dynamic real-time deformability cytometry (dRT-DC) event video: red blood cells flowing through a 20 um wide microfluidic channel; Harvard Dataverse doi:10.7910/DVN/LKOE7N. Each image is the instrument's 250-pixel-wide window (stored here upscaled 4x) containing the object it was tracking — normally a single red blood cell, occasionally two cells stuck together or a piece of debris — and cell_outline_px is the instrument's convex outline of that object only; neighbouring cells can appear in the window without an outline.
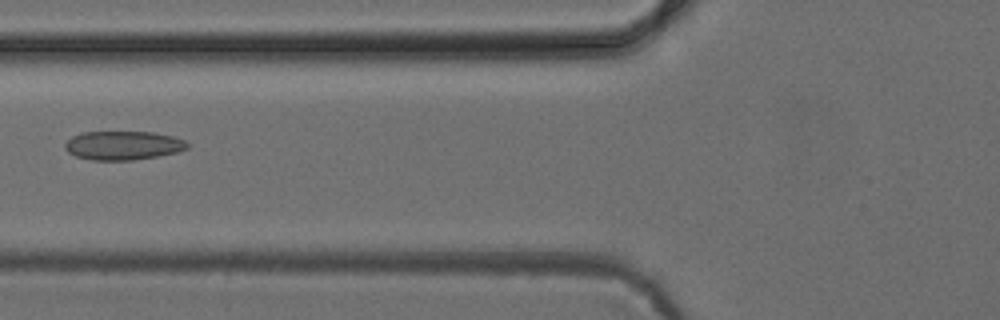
{"species": "common noctule bat (a hibernating species)", "species_latin": "Nyctalus noctula", "temperature_condition": "cold", "stored_images_in_passage": 6, "camera_frame_rate_fps": 3000, "um_per_image_px": 0.085, "animal": {"sex": "female", "body_mass_g": 24.6, "forearm_length_mm": 56.2}, "frame": {"image": 1, "passage_image": 5, "time_ms": 4.667, "image_size_px": [1000, 320], "cell_outline_px": [[188, 148], [176, 152], [156, 156], [132, 160], [92, 160], [76, 156], [68, 152], [64, 148], [64, 144], [72, 136], [84, 132], [152, 132], [172, 136], [184, 140], [188, 144]], "centroid_in_image_um": [10.44, 12.36], "position_along_channel_um": 115.4, "area_um2": 20.4}}
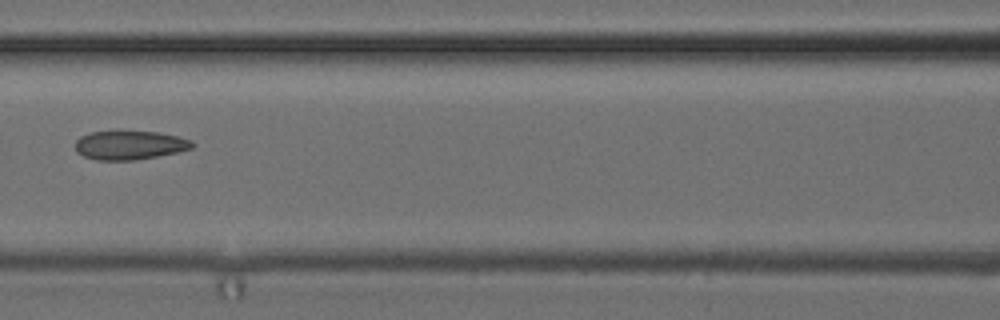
{"frame": {"image": 2, "passage_image": 6, "time_ms": 5.667, "image_size_px": [1000, 320], "cell_outline_px": [[196, 144], [192, 148], [176, 152], [136, 160], [96, 160], [84, 156], [76, 152], [76, 140], [80, 136], [92, 132], [116, 128], [160, 132], [192, 140]], "centroid_in_image_um": [11.0, 12.28], "position_along_channel_um": 155.6, "area_um2": 20.46}}